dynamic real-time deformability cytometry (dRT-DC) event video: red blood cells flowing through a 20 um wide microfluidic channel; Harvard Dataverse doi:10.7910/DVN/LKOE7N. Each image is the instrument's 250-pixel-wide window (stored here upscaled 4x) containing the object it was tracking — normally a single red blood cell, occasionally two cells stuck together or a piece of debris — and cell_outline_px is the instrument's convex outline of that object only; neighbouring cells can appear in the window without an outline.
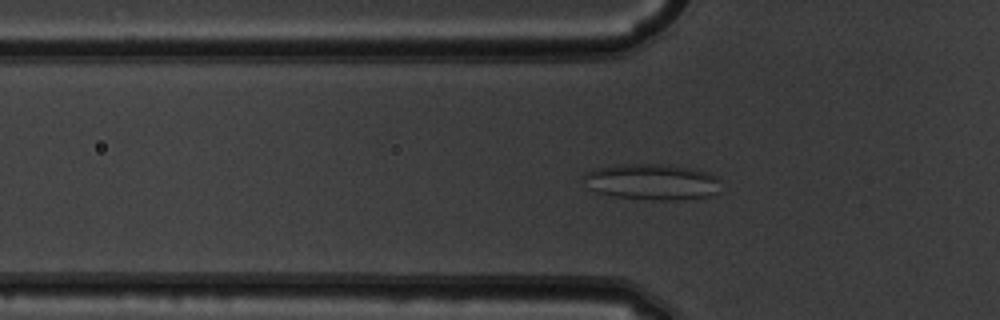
{"species": "common noctule bat (a hibernating species)", "species_latin": "Nyctalus noctula", "temperature_condition": "warm", "stored_images_in_passage": 52, "camera_frame_rate_fps": 3000, "um_per_image_px": 0.085, "animal": {"sex": "male", "body_mass_g": 19.5, "forearm_length_mm": 54.6}, "frame": {"image": 1, "passage_image": 17, "time_ms": 5.333, "image_size_px": [1000, 320], "cell_outline_px": [[720, 192], [712, 196], [672, 200], [660, 200], [612, 196], [596, 192], [592, 188], [584, 176], [588, 172], [596, 168], [624, 164], [668, 164], [692, 168], [708, 172], [716, 176], [720, 180]], "centroid_in_image_um": [55.53, 15.45], "position_along_channel_um": 70.3, "area_um2": 28.67}}
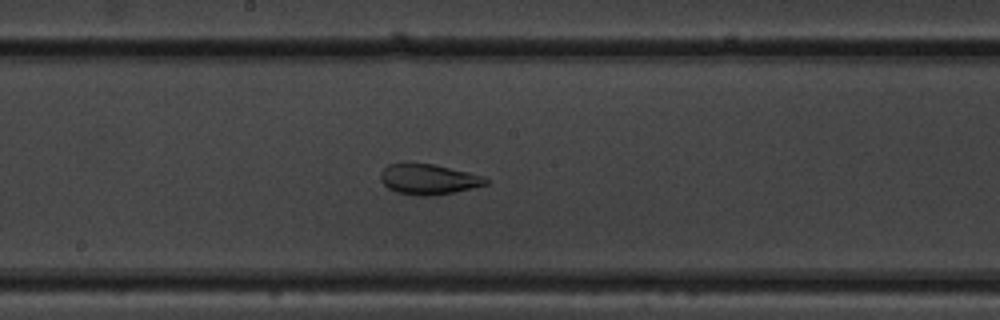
{"frame": {"image": 2, "passage_image": 28, "time_ms": 9.0, "image_size_px": [1000, 320], "cell_outline_px": [[488, 184], [472, 188], [452, 192], [428, 196], [416, 196], [396, 192], [388, 188], [380, 180], [380, 172], [388, 164], [432, 164], [468, 172], [484, 176], [488, 180]], "centroid_in_image_um": [36.41, 15.25], "position_along_channel_um": 211.8, "area_um2": 18.44}}
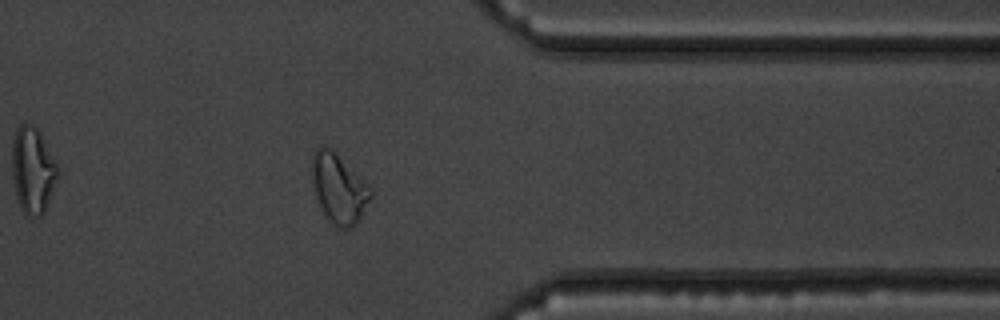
{"frame": {"image": 3, "passage_image": 42, "time_ms": 13.667, "image_size_px": [1000, 320], "cell_outline_px": [[372, 196], [356, 224], [352, 228], [344, 232], [324, 212], [316, 196], [312, 184], [312, 152], [320, 144], [324, 144], [332, 148], [368, 184], [372, 192]], "centroid_in_image_um": [28.79, 15.96], "position_along_channel_um": 382.6, "area_um2": 23.7}, "authors_computed_cell_mechanics": {"area_um2": 25.6343, "velocity_mm_per_s": 3.8485, "shape_relaxation_time_tau1_ms": null, "shape_relaxation_time_tau2_ms": 1.5955, "deformation_change_tau1": null, "deformation_change_tau2": 0.0902}}